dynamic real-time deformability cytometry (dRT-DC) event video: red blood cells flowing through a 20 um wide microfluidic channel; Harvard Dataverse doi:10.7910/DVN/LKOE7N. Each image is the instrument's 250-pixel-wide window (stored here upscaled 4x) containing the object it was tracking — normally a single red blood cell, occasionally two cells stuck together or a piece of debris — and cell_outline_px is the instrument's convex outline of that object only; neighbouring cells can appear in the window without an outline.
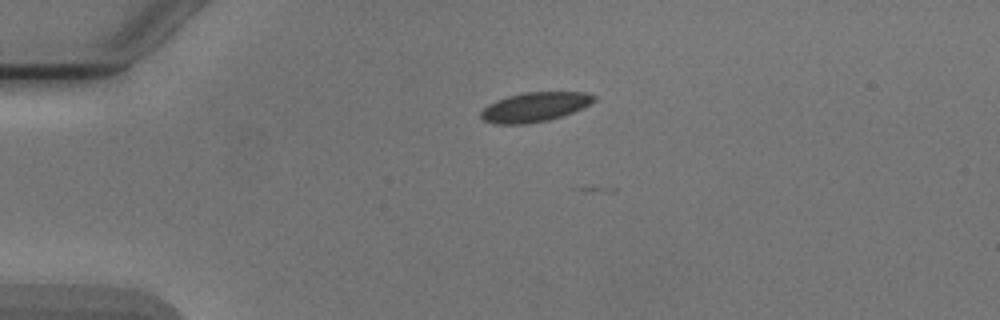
{"species": "Egyptian fruit bat (a non-hibernating species)", "species_latin": "Rousettus aegyptiacus", "temperature_condition": "cold", "stored_images_in_passage": 3, "camera_frame_rate_fps": 3000, "um_per_image_px": 0.085, "animal": {"sex": "male"}, "frame": {"image": 1, "passage_image": 2, "time_ms": 1.0, "image_size_px": [1000, 320], "cell_outline_px": [[596, 100], [572, 112], [548, 120], [524, 124], [496, 124], [484, 120], [480, 116], [480, 112], [488, 104], [496, 100], [508, 96], [524, 92], [584, 92], [596, 96]], "centroid_in_image_um": [45.42, 9.09], "position_along_channel_um": 39.6, "area_um2": 19.19}}